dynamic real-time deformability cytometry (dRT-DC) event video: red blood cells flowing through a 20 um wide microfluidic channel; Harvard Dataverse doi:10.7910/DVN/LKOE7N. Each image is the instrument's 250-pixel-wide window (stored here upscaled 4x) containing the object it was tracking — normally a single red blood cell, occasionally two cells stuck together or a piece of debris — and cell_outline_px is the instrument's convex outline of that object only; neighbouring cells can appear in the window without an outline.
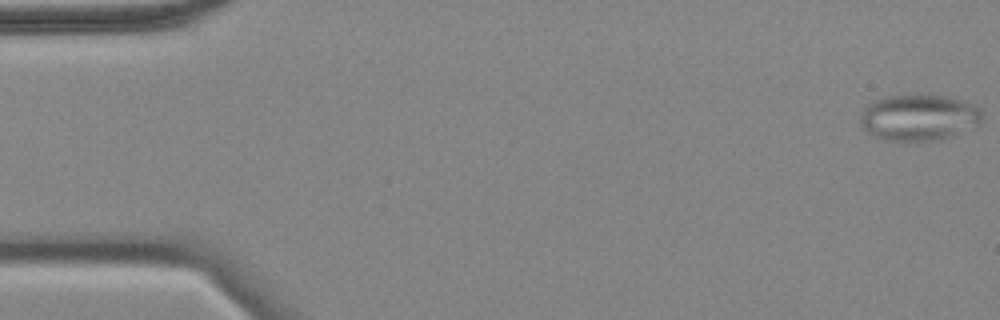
{"species": "common noctule bat (a hibernating species)", "species_latin": "Nyctalus noctula", "temperature_condition": "cold", "stored_images_in_passage": 57, "camera_frame_rate_fps": 3000, "um_per_image_px": 0.085, "animal": {"sex": "female", "body_mass_g": 18.4}, "frame": {"image": 1, "passage_image": 1, "time_ms": 0.0, "image_size_px": [1000, 320], "cell_outline_px": [[984, 120], [980, 124], [940, 140], [880, 140], [872, 136], [860, 124], [860, 112], [872, 100], [888, 96], [948, 96], [964, 100], [976, 104], [980, 108]], "centroid_in_image_um": [78.11, 9.99], "position_along_channel_um": 6.9, "area_um2": 32.95}}
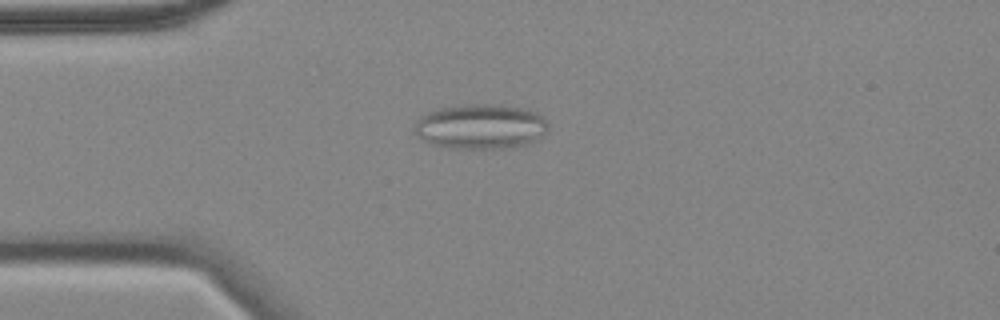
{"frame": {"image": 2, "passage_image": 14, "time_ms": 4.333, "image_size_px": [1000, 320], "cell_outline_px": [[548, 132], [524, 144], [512, 148], [448, 148], [432, 144], [416, 136], [412, 132], [416, 120], [420, 116], [436, 108], [460, 104], [500, 104], [520, 108], [536, 112], [544, 116], [548, 124]], "centroid_in_image_um": [40.8, 10.74], "position_along_channel_um": 44.2, "area_um2": 35.43}}
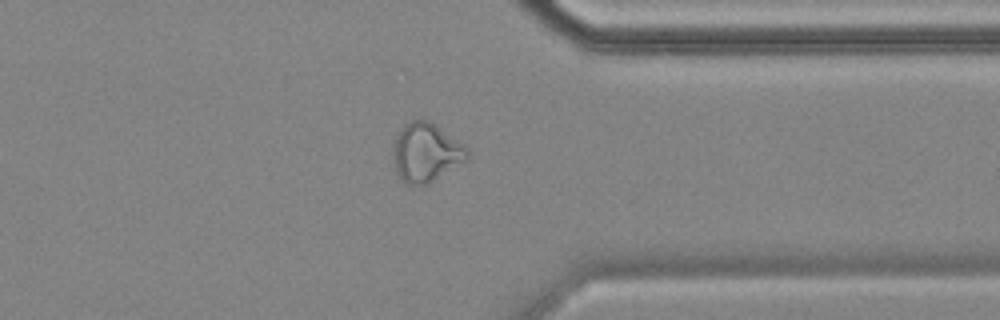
{"frame": {"image": 3, "passage_image": 44, "time_ms": 14.333, "image_size_px": [1000, 320], "cell_outline_px": [[468, 160], [432, 180], [424, 184], [408, 184], [396, 172], [392, 152], [392, 144], [400, 128], [404, 124], [412, 120], [428, 120], [464, 144], [468, 148]], "centroid_in_image_um": [36.19, 12.93], "position_along_channel_um": 375.2, "area_um2": 25.14}, "authors_computed_cell_mechanics": {"area_um2": 27.0504, "velocity_mm_per_s": 3.5172, "shape_relaxation_time_tau1_ms": null, "shape_relaxation_time_tau2_ms": 2.5692, "deformation_change_tau1": null, "deformation_change_tau2": 0.105}}